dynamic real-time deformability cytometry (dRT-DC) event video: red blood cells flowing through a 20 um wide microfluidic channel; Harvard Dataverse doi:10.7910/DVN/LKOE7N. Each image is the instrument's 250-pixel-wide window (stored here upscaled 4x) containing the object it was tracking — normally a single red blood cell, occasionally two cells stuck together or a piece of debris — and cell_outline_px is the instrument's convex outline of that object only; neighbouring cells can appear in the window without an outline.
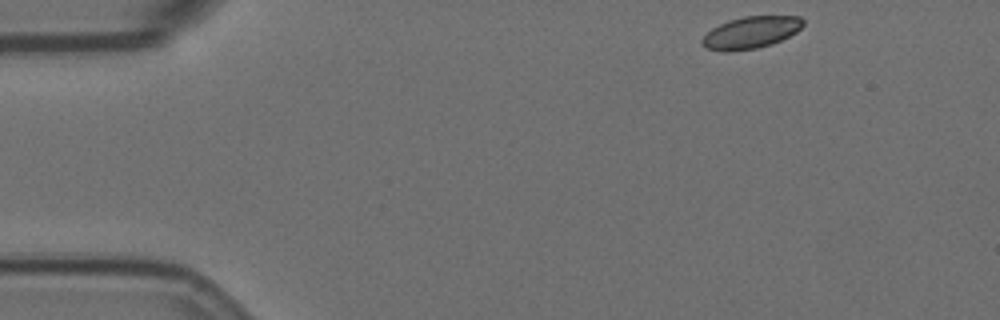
{"species": "Egyptian fruit bat (a non-hibernating species)", "species_latin": "Rousettus aegyptiacus", "temperature_condition": "room temperature", "stored_images_in_passage": 23, "camera_frame_rate_fps": 3000, "um_per_image_px": 0.085, "animal": {"sex": "female"}, "frame": {"image": 1, "passage_image": 1, "time_ms": 0.0, "image_size_px": [1000, 320], "cell_outline_px": [[804, 24], [796, 32], [772, 44], [756, 48], [728, 52], [724, 52], [708, 48], [700, 44], [700, 40], [712, 28], [728, 20], [744, 16], [800, 16], [804, 20]], "centroid_in_image_um": [63.81, 2.76], "position_along_channel_um": 21.2, "area_um2": 18.79}}
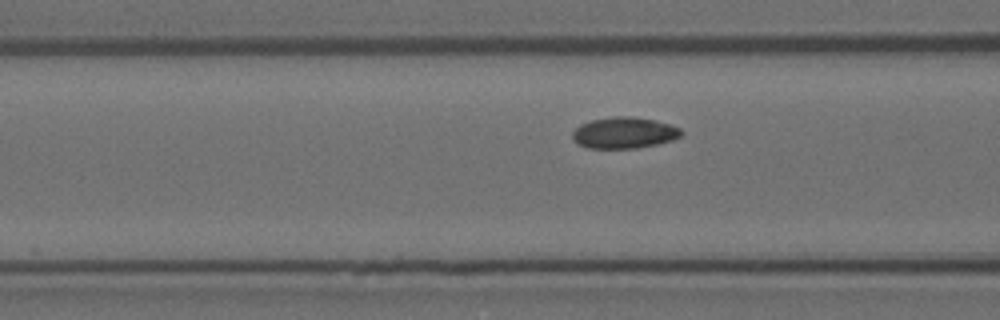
{"frame": {"image": 2, "passage_image": 16, "time_ms": 5.0, "image_size_px": [1000, 320], "cell_outline_px": [[684, 132], [680, 136], [672, 140], [656, 144], [636, 148], [588, 148], [580, 144], [572, 136], [572, 132], [580, 124], [592, 120], [612, 116], [632, 116], [656, 120], [680, 128]], "centroid_in_image_um": [53.07, 11.27], "position_along_channel_um": 113.5, "area_um2": 19.71}}
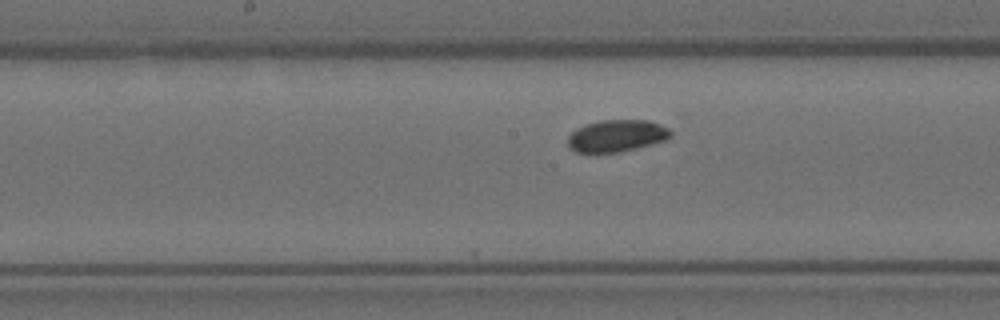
{"frame": {"image": 3, "passage_image": 23, "time_ms": 7.333, "image_size_px": [1000, 320], "cell_outline_px": [[672, 136], [668, 140], [620, 152], [576, 152], [568, 148], [568, 136], [576, 128], [584, 124], [600, 120], [648, 120], [660, 124], [668, 128], [672, 132]], "centroid_in_image_um": [52.43, 11.54], "position_along_channel_um": 195.8, "area_um2": 19.36}}